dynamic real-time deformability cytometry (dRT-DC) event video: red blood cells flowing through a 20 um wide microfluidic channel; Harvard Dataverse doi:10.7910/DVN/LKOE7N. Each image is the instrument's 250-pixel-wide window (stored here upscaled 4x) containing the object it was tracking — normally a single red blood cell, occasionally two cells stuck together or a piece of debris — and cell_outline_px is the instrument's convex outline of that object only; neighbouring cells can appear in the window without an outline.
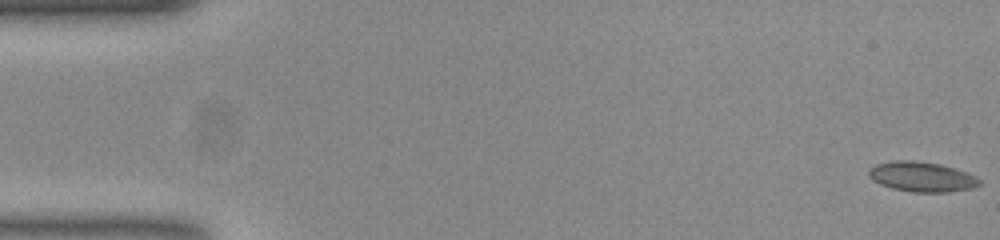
{"species": "common noctule bat (a hibernating species)", "species_latin": "Nyctalus noctula", "temperature_condition": "room temperature", "stored_images_in_passage": 54, "camera_frame_rate_fps": 3000, "um_per_image_px": 0.085, "animal": {"sex": "female", "body_mass_g": 23.0, "forearm_length_mm": 53.4}, "frame": {"image": 1, "passage_image": 1, "time_ms": 0.0, "image_size_px": [1000, 240], "cell_outline_px": [[980, 184], [976, 188], [948, 192], [912, 192], [892, 188], [880, 184], [872, 180], [868, 176], [868, 168], [876, 164], [892, 160], [916, 160], [940, 164], [976, 176], [980, 180]], "centroid_in_image_um": [78.32, 15.02], "position_along_channel_um": 6.7, "area_um2": 19.48}}
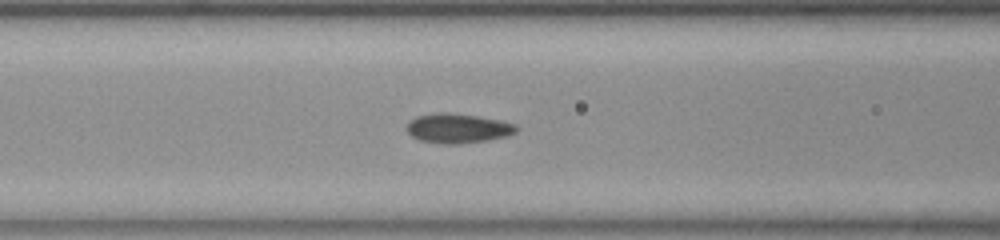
{"frame": {"image": 2, "passage_image": 22, "time_ms": 7.0, "image_size_px": [1000, 240], "cell_outline_px": [[520, 128], [516, 132], [508, 136], [488, 140], [456, 144], [448, 144], [420, 140], [412, 136], [404, 128], [408, 120], [416, 116], [436, 112], [452, 112], [500, 120], [516, 124]], "centroid_in_image_um": [38.9, 10.89], "position_along_channel_um": 127.7, "area_um2": 19.13}}
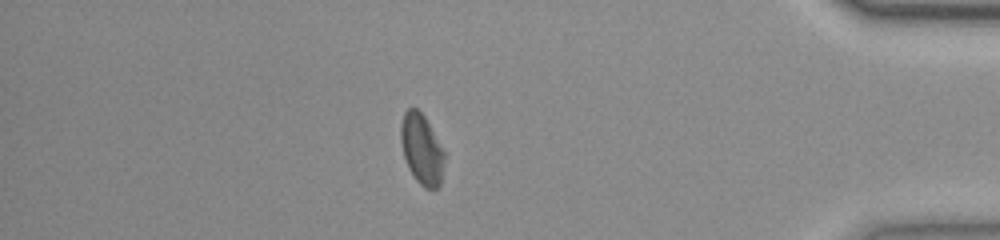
{"frame": {"image": 3, "passage_image": 47, "time_ms": 15.333, "image_size_px": [1000, 240], "cell_outline_px": [[444, 160], [440, 184], [436, 188], [424, 188], [416, 180], [408, 168], [404, 156], [400, 140], [400, 128], [404, 112], [408, 108], [416, 108], [424, 116], [444, 152]], "centroid_in_image_um": [35.82, 12.69], "position_along_channel_um": 399.4, "area_um2": 17.57}, "authors_computed_cell_mechanics": {"area_um2": 18.4382, "velocity_mm_per_s": 3.7595, "shape_relaxation_time_tau1_ms": 7.0264, "shape_relaxation_time_tau2_ms": 2.1739, "deformation_change_tau1": 0.1226, "deformation_change_tau2": 0.0638}}